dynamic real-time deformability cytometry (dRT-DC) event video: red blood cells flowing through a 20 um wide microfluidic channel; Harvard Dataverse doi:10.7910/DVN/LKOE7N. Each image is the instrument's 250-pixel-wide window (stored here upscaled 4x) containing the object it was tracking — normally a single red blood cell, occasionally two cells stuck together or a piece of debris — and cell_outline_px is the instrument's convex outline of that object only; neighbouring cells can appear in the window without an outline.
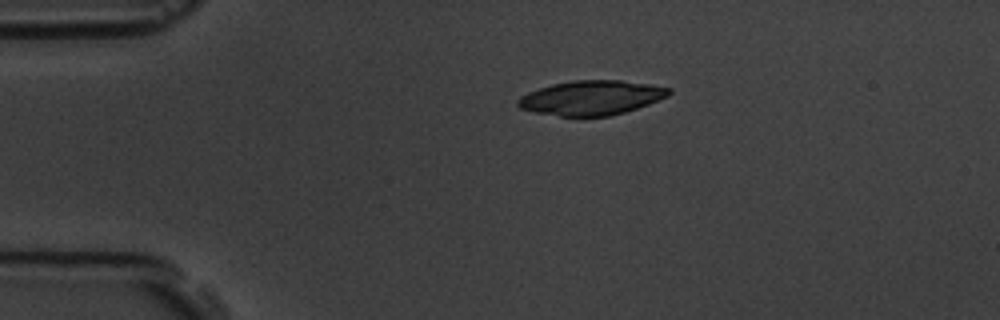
{"species": "common noctule bat (a hibernating species)", "species_latin": "Nyctalus noctula", "temperature_condition": "room temperature", "stored_images_in_passage": 2, "camera_frame_rate_fps": 3000, "um_per_image_px": 0.085, "animal": {"sex": "male", "body_mass_g": 19.5, "forearm_length_mm": 54.6}, "frame": {"image": 1, "passage_image": 1, "time_ms": 0.0, "image_size_px": [1000, 320], "cell_outline_px": [[672, 92], [668, 96], [648, 104], [624, 112], [608, 116], [560, 116], [536, 112], [520, 108], [516, 104], [516, 100], [520, 96], [528, 92], [552, 84], [572, 80], [620, 80], [652, 84], [672, 88]], "centroid_in_image_um": [50.27, 8.3], "position_along_channel_um": 34.7, "area_um2": 30.35}}